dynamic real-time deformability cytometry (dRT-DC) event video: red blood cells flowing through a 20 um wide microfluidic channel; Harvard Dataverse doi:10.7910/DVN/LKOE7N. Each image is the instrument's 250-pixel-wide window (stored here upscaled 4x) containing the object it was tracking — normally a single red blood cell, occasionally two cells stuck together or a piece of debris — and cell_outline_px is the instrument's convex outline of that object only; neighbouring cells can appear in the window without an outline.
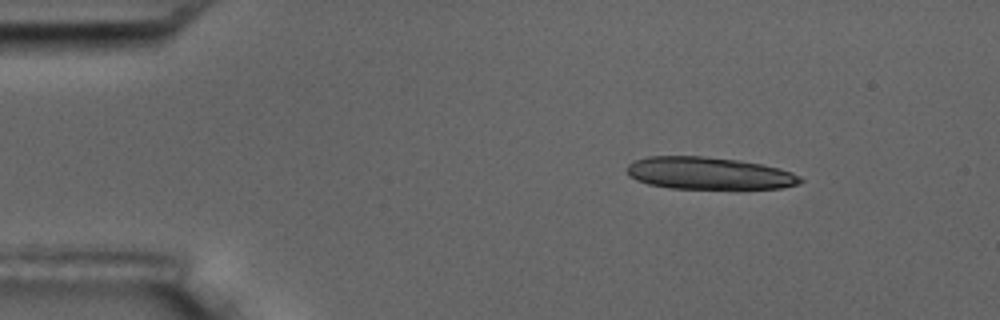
{"species": "common noctule bat (a hibernating species)", "species_latin": "Nyctalus noctula", "temperature_condition": "room temperature", "stored_images_in_passage": 8, "camera_frame_rate_fps": 3000, "um_per_image_px": 0.085, "animal": {"sex": "male", "body_mass_g": 17.5, "forearm_length_mm": 52.3}, "frame": {"image": 1, "passage_image": 1, "time_ms": 0.0, "image_size_px": [1000, 320], "cell_outline_px": [[804, 180], [796, 184], [780, 188], [668, 188], [648, 184], [636, 180], [628, 176], [628, 164], [632, 160], [648, 156], [700, 156], [740, 160], [780, 168], [792, 172], [800, 176]], "centroid_in_image_um": [60.21, 14.72], "position_along_channel_um": 24.8, "area_um2": 32.54}}
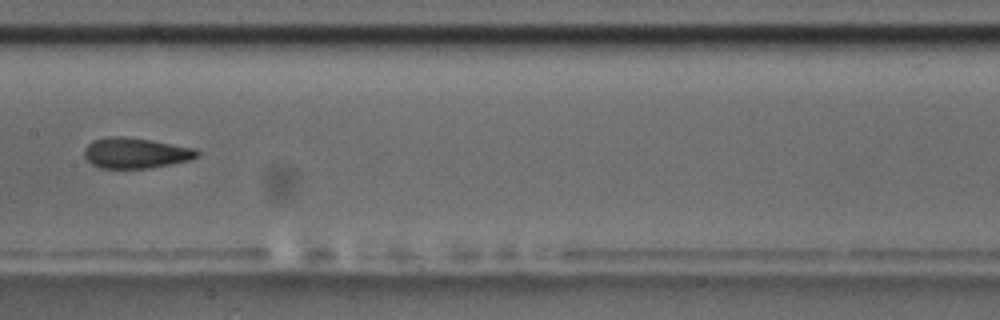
{"frame": {"image": 2, "passage_image": 7, "time_ms": 7.0, "image_size_px": [1000, 320], "cell_outline_px": [[200, 156], [192, 160], [172, 164], [148, 168], [100, 168], [92, 164], [84, 156], [84, 148], [92, 140], [112, 136], [124, 136], [196, 148], [200, 152]], "centroid_in_image_um": [11.55, 13.01], "position_along_channel_um": 195.8, "area_um2": 20.17}}
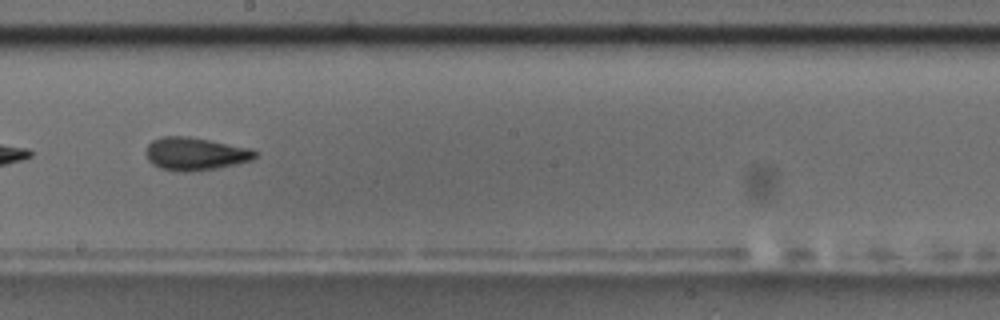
{"frame": {"image": 3, "passage_image": 8, "time_ms": 8.0, "image_size_px": [1000, 320], "cell_outline_px": [[256, 156], [252, 160], [236, 164], [216, 168], [188, 172], [180, 172], [160, 168], [152, 164], [148, 160], [144, 152], [148, 144], [152, 140], [160, 136], [188, 136], [252, 148], [256, 152]], "centroid_in_image_um": [16.56, 13.07], "position_along_channel_um": 231.6, "area_um2": 21.1}}